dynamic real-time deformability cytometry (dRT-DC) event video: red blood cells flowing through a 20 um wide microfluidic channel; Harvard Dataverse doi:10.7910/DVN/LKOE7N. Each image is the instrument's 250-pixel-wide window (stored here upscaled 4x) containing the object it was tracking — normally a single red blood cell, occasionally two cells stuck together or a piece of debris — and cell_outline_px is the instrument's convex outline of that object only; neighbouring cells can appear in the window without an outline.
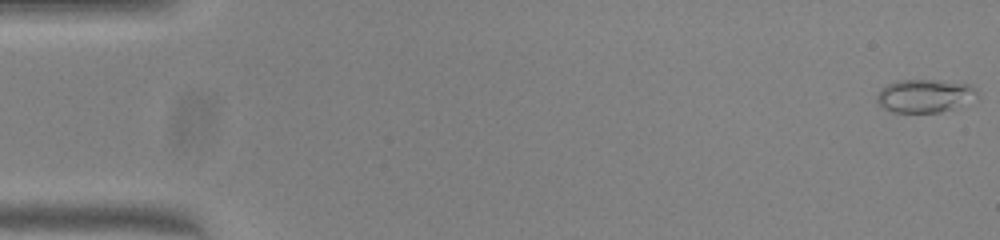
{"species": "common noctule bat (a hibernating species)", "species_latin": "Nyctalus noctula", "temperature_condition": "warm", "stored_images_in_passage": 51, "camera_frame_rate_fps": 3000, "um_per_image_px": 0.085, "animal": {"sex": "female", "body_mass_g": 23.0, "forearm_length_mm": 53.4}, "frame": {"image": 1, "passage_image": 1, "time_ms": 0.0, "image_size_px": [1000, 240], "cell_outline_px": [[976, 92], [952, 108], [940, 112], [892, 112], [884, 108], [876, 100], [876, 96], [888, 84], [900, 80], [936, 80], [968, 84], [976, 88]], "centroid_in_image_um": [78.49, 8.13], "position_along_channel_um": 6.5, "area_um2": 18.44}}
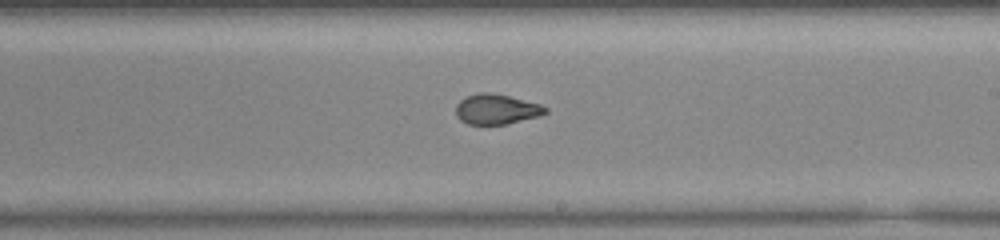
{"frame": {"image": 2, "passage_image": 30, "time_ms": 9.667, "image_size_px": [1000, 240], "cell_outline_px": [[548, 112], [540, 116], [508, 124], [468, 124], [460, 120], [456, 116], [456, 104], [464, 96], [476, 92], [488, 92], [508, 96], [540, 104], [548, 108]], "centroid_in_image_um": [42.18, 9.28], "position_along_channel_um": 246.8, "area_um2": 15.9}}
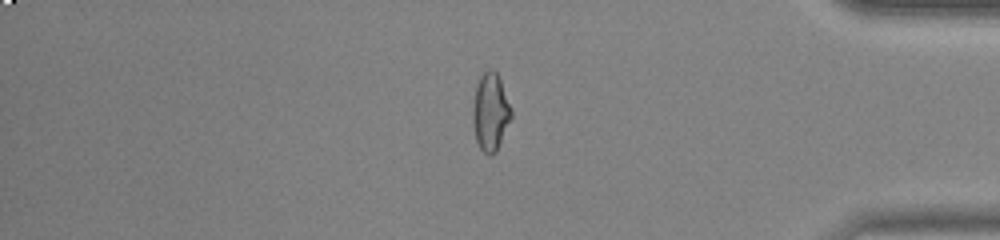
{"frame": {"image": 3, "passage_image": 43, "time_ms": 14.0, "image_size_px": [1000, 240], "cell_outline_px": [[512, 116], [496, 152], [492, 156], [488, 156], [480, 148], [476, 140], [472, 120], [472, 108], [476, 84], [480, 76], [488, 68], [492, 68], [500, 76], [512, 112]], "centroid_in_image_um": [41.68, 9.5], "position_along_channel_um": 393.5, "area_um2": 17.63}, "authors_computed_cell_mechanics": {"area_um2": 16.762, "velocity_mm_per_s": 4.0482, "shape_relaxation_time_tau1_ms": 5.6142, "shape_relaxation_time_tau2_ms": 0.7659, "deformation_change_tau1": 0.1976, "deformation_change_tau2": 0.061}}